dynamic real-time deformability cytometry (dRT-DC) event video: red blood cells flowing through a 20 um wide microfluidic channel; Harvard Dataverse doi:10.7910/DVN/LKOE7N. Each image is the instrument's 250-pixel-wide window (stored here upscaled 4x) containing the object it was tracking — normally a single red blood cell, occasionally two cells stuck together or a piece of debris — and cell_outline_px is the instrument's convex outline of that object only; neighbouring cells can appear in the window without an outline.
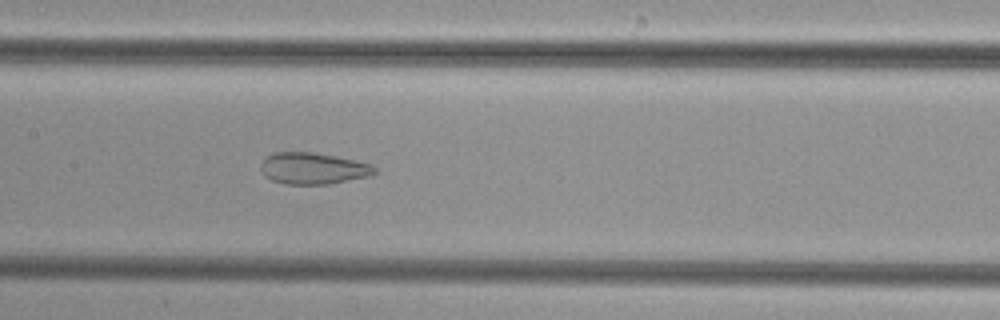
{"species": "common noctule bat (a hibernating species)", "species_latin": "Nyctalus noctula", "temperature_condition": "cold", "stored_images_in_passage": 49, "camera_frame_rate_fps": 3000, "um_per_image_px": 0.085, "animal": {"sex": "female", "body_mass_g": 29.2, "forearm_length_mm": 56.3}, "frame": {"image": 1, "passage_image": 23, "time_ms": 7.333, "image_size_px": [1000, 320], "cell_outline_px": [[376, 172], [368, 176], [328, 184], [284, 184], [272, 180], [264, 176], [260, 168], [260, 164], [268, 156], [276, 152], [312, 152], [336, 156], [356, 160], [372, 164], [376, 168]], "centroid_in_image_um": [26.61, 14.31], "position_along_channel_um": 180.8, "area_um2": 20.87}}
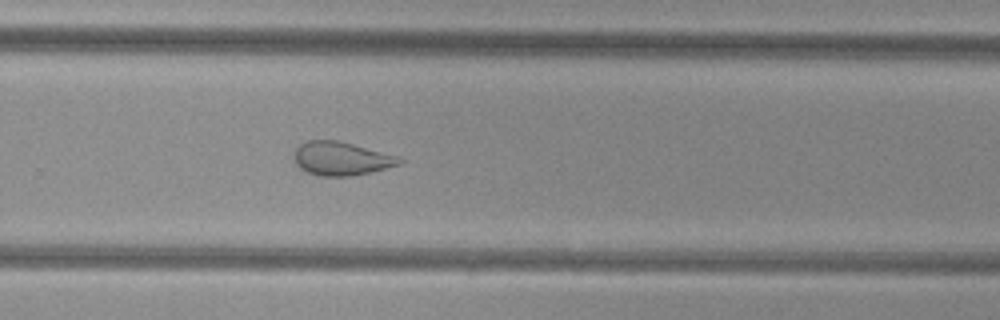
{"frame": {"image": 2, "passage_image": 32, "time_ms": 10.333, "image_size_px": [1000, 320], "cell_outline_px": [[404, 160], [400, 164], [368, 172], [348, 176], [320, 176], [308, 172], [300, 168], [296, 164], [296, 148], [300, 144], [308, 140], [340, 140], [396, 156]], "centroid_in_image_um": [28.99, 13.47], "position_along_channel_um": 300.8, "area_um2": 20.17}}
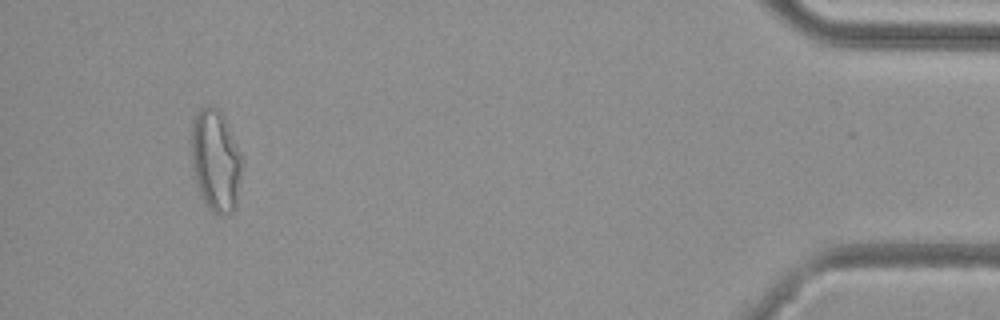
{"frame": {"image": 3, "passage_image": 46, "time_ms": 15.0, "image_size_px": [1000, 320], "cell_outline_px": [[244, 160], [236, 204], [232, 212], [220, 216], [212, 212], [208, 208], [200, 196], [196, 184], [192, 164], [192, 124], [200, 108], [204, 104], [208, 104], [216, 108], [224, 116]], "centroid_in_image_um": [18.35, 13.67], "position_along_channel_um": 416.9, "area_um2": 30.4}}